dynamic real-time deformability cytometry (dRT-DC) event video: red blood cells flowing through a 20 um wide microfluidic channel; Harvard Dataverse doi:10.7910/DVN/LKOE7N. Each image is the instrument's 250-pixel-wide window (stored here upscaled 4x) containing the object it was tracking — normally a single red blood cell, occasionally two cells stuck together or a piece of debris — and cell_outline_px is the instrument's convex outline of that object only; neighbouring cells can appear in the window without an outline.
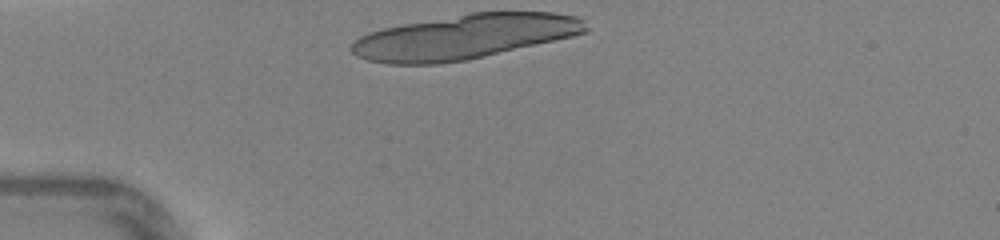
{"species": "human", "species_latin": "Homo sapiens", "temperature_condition": "warm", "stored_images_in_passage": 6, "camera_frame_rate_fps": 3000, "um_per_image_px": 0.085, "donor": {"sex": "female"}, "frame": {"image": 1, "passage_image": 1, "time_ms": 0.0, "image_size_px": [1000, 240], "cell_outline_px": [[588, 32], [572, 36], [468, 60], [440, 64], [388, 64], [368, 60], [356, 56], [348, 48], [360, 36], [368, 32], [384, 28], [404, 24], [472, 12], [552, 12], [576, 16], [584, 20], [588, 28]], "centroid_in_image_um": [39.47, 3.13], "position_along_channel_um": 45.5, "area_um2": 60.81}}